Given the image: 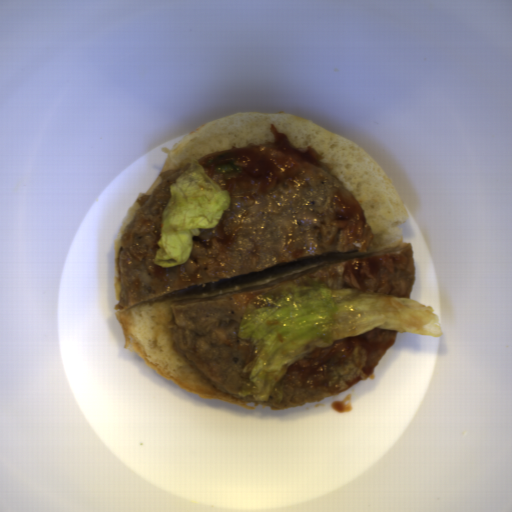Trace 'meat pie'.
Returning a JSON list of instances; mask_svg holds the SVG:
<instances>
[{"label":"meat pie","mask_w":512,"mask_h":512,"mask_svg":"<svg viewBox=\"0 0 512 512\" xmlns=\"http://www.w3.org/2000/svg\"><path fill=\"white\" fill-rule=\"evenodd\" d=\"M273 142L183 158L139 195L116 258L125 311L190 286L318 254L368 251L374 231L311 145Z\"/></svg>","instance_id":"obj_1"},{"label":"meat pie","mask_w":512,"mask_h":512,"mask_svg":"<svg viewBox=\"0 0 512 512\" xmlns=\"http://www.w3.org/2000/svg\"><path fill=\"white\" fill-rule=\"evenodd\" d=\"M307 274L331 288H351L410 299L416 280L413 244L395 251L357 254L323 262L276 280L210 297L176 299L171 303L172 347L213 387L230 397L270 409L295 408L346 392L371 376L396 344L399 331L370 329L362 334L316 347L294 362L276 382L280 401L241 396L257 389L243 372L256 355L253 342L239 337V326L251 296L278 282L304 281Z\"/></svg>","instance_id":"obj_2"}]
</instances>
